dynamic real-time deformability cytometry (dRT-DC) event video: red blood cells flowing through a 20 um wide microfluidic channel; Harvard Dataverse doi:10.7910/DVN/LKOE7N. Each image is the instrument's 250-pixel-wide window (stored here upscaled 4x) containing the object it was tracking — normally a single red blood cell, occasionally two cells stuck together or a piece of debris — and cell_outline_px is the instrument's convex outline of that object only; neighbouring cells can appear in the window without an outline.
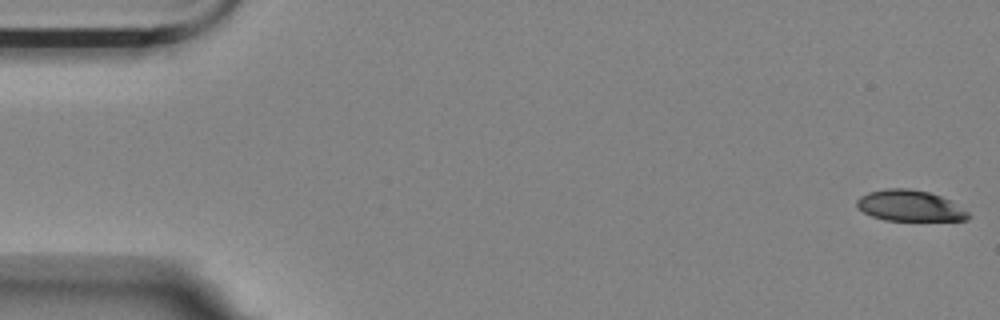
{"species": "Egyptian fruit bat (a non-hibernating species)", "species_latin": "Rousettus aegyptiacus", "temperature_condition": "room temperature", "stored_images_in_passage": 5, "camera_frame_rate_fps": 3000, "um_per_image_px": 0.085, "animal": {"sex": "female"}, "frame": {"image": 1, "passage_image": 1, "time_ms": 0.0, "image_size_px": [1000, 320], "cell_outline_px": [[972, 216], [968, 220], [884, 220], [872, 216], [864, 212], [856, 204], [856, 200], [860, 196], [868, 192], [884, 188], [908, 188], [928, 192], [940, 196], [948, 200], [968, 212]], "centroid_in_image_um": [77.31, 17.48], "position_along_channel_um": 7.7, "area_um2": 19.94}}
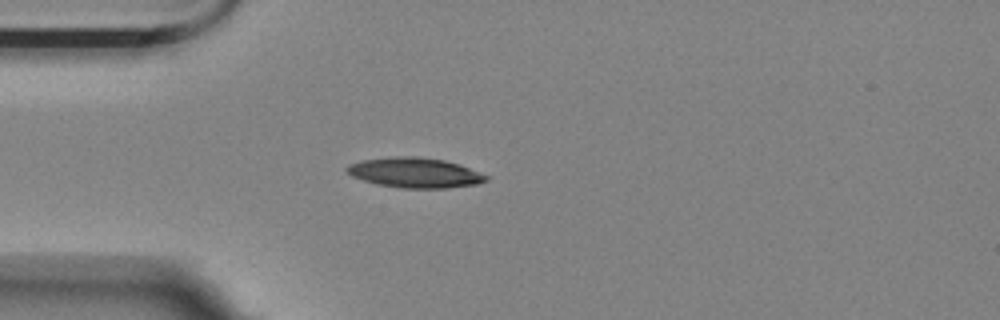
{"frame": {"image": 2, "passage_image": 5, "time_ms": 1.333, "image_size_px": [1000, 320], "cell_outline_px": [[488, 180], [476, 184], [448, 188], [404, 188], [376, 184], [352, 176], [344, 168], [348, 164], [360, 160], [392, 156], [416, 156], [444, 160], [460, 164], [488, 176]], "centroid_in_image_um": [35.24, 14.67], "position_along_channel_um": 49.8, "area_um2": 24.45}}